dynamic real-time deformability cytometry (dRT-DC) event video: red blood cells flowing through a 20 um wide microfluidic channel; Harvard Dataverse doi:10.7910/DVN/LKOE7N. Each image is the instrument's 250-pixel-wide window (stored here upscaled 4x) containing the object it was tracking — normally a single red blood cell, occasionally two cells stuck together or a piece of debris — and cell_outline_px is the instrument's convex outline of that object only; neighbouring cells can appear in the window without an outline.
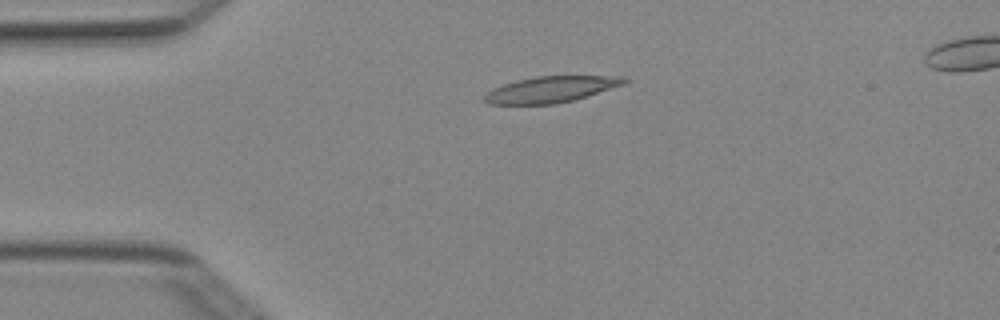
{"species": "Egyptian fruit bat (a non-hibernating species)", "species_latin": "Rousettus aegyptiacus", "temperature_condition": "cold", "stored_images_in_passage": 4, "camera_frame_rate_fps": 3000, "um_per_image_px": 0.085, "animal": {"sex": "female"}, "frame": {"image": 1, "passage_image": 3, "time_ms": 0.667, "image_size_px": [1000, 320], "cell_outline_px": [[628, 80], [624, 84], [588, 96], [556, 104], [488, 104], [484, 100], [484, 96], [492, 88], [516, 80], [536, 76], [624, 76]], "centroid_in_image_um": [46.83, 7.59], "position_along_channel_um": 38.2, "area_um2": 21.21}}